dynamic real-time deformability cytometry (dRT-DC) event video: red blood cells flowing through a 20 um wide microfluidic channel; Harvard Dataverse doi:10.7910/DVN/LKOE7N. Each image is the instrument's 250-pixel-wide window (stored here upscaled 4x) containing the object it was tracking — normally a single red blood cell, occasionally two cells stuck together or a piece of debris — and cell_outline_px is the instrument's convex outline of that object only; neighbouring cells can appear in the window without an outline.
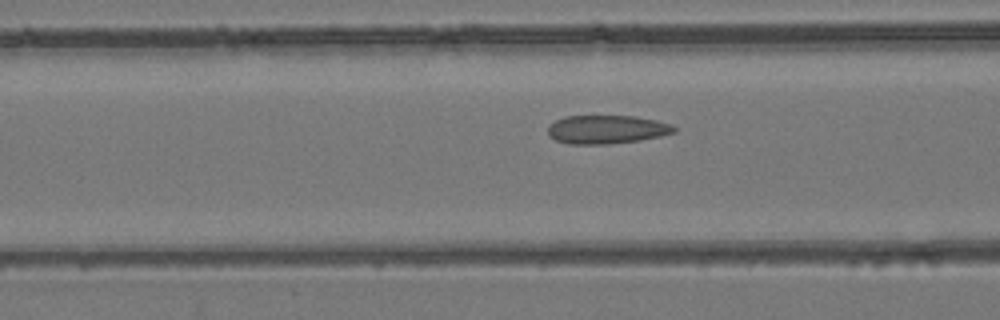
{"species": "common noctule bat (a hibernating species)", "species_latin": "Nyctalus noctula", "temperature_condition": "room temperature", "stored_images_in_passage": 51, "camera_frame_rate_fps": 3000, "um_per_image_px": 0.085, "animal": {"sex": "female", "body_mass_g": 24.6, "forearm_length_mm": 56.2}, "frame": {"image": 1, "passage_image": 19, "time_ms": 6.0, "image_size_px": [1000, 320], "cell_outline_px": [[676, 132], [660, 136], [640, 140], [608, 144], [568, 144], [556, 140], [548, 136], [548, 124], [564, 116], [636, 116], [656, 120], [672, 124], [676, 128]], "centroid_in_image_um": [51.56, 11.0], "position_along_channel_um": 115.0, "area_um2": 21.15}}
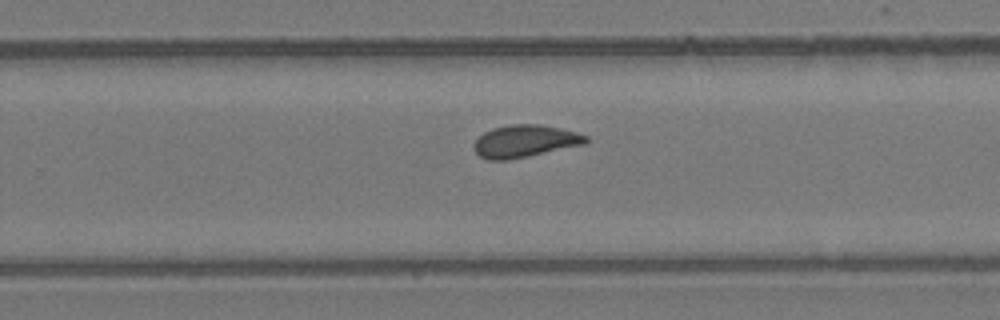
{"frame": {"image": 2, "passage_image": 32, "time_ms": 10.333, "image_size_px": [1000, 320], "cell_outline_px": [[588, 144], [508, 160], [488, 160], [480, 156], [476, 152], [472, 144], [484, 132], [492, 128], [512, 124], [540, 124], [560, 128], [576, 132], [588, 136]], "centroid_in_image_um": [44.64, 12.0], "position_along_channel_um": 285.2, "area_um2": 21.21}}
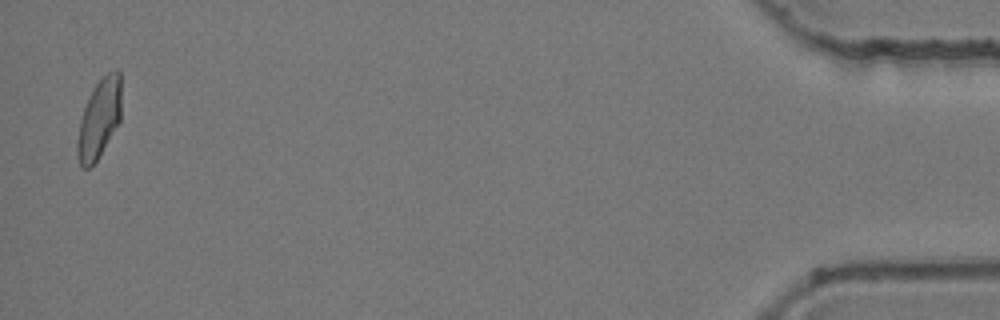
{"frame": {"image": 3, "passage_image": 50, "time_ms": 16.333, "image_size_px": [1000, 320], "cell_outline_px": [[120, 120], [92, 168], [80, 168], [76, 152], [76, 144], [80, 120], [84, 108], [96, 84], [108, 72], [116, 68], [120, 72]], "centroid_in_image_um": [8.41, 10.14], "position_along_channel_um": 426.8, "area_um2": 20.06}, "authors_computed_cell_mechanics": {"area_um2": 21.097, "velocity_mm_per_s": 3.9409, "shape_relaxation_time_tau1_ms": null, "shape_relaxation_time_tau2_ms": 1.8401, "deformation_change_tau1": null, "deformation_change_tau2": 0.0714}}